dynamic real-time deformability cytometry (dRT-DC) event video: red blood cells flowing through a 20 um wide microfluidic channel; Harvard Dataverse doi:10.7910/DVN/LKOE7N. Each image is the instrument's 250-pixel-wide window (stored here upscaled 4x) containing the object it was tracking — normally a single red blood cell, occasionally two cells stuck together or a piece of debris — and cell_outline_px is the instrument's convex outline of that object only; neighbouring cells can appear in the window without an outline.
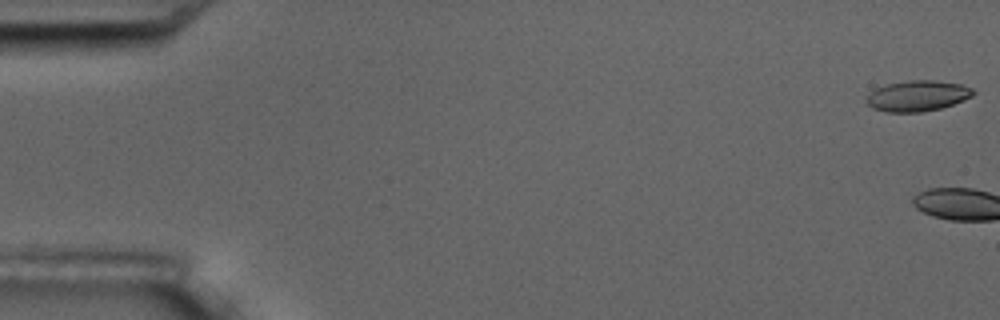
{"species": "common noctule bat (a hibernating species)", "species_latin": "Nyctalus noctula", "temperature_condition": "room temperature", "stored_images_in_passage": 15, "camera_frame_rate_fps": 3000, "um_per_image_px": 0.085, "animal": {"sex": "male", "body_mass_g": 17.5, "forearm_length_mm": 52.3}, "frame": {"image": 1, "passage_image": 1, "time_ms": 0.0, "image_size_px": [1000, 320], "cell_outline_px": [[976, 92], [972, 96], [964, 100], [940, 108], [920, 112], [884, 112], [872, 108], [864, 100], [876, 88], [884, 84], [908, 80], [932, 80], [960, 84], [972, 88]], "centroid_in_image_um": [77.96, 8.14], "position_along_channel_um": 7.0, "area_um2": 19.13}}
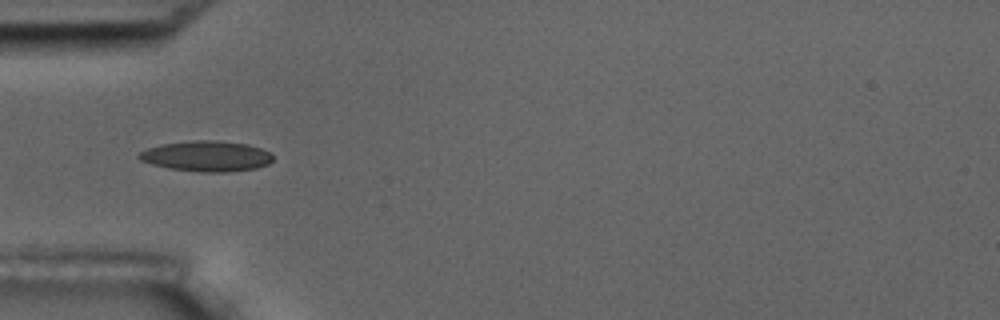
{"frame": {"image": 2, "passage_image": 7, "time_ms": 6.667, "image_size_px": [1000, 320], "cell_outline_px": [[272, 160], [268, 164], [256, 168], [228, 172], [200, 172], [172, 168], [152, 164], [140, 160], [136, 156], [140, 152], [148, 148], [160, 144], [192, 140], [216, 140], [248, 144], [272, 152]], "centroid_in_image_um": [17.57, 13.26], "position_along_channel_um": 67.4, "area_um2": 23.87}}
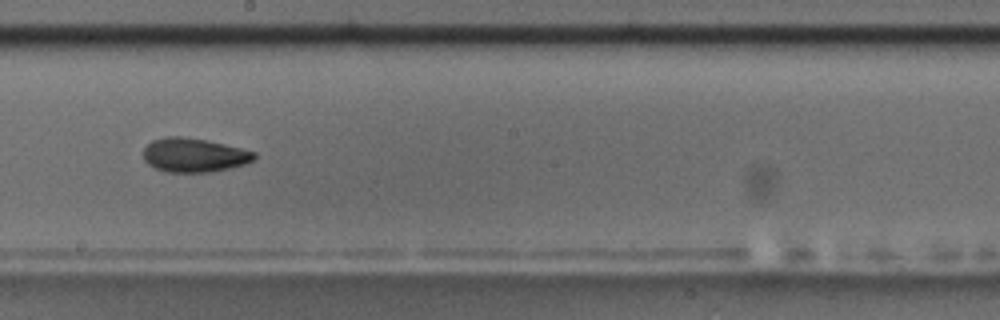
{"frame": {"image": 3, "passage_image": 11, "time_ms": 11.333, "image_size_px": [1000, 320], "cell_outline_px": [[256, 156], [252, 160], [244, 164], [212, 172], [164, 172], [148, 164], [144, 160], [144, 148], [152, 140], [168, 136], [180, 136], [204, 140], [224, 144], [256, 152]], "centroid_in_image_um": [16.47, 13.19], "position_along_channel_um": 231.7, "area_um2": 21.79}, "authors_computed_cell_mechanics": {"area_um2": 21.2126, "velocity_mm_per_s": 3.5316, "shape_relaxation_time_tau1_ms": 5.1723, "shape_relaxation_time_tau2_ms": 2.5265, "deformation_change_tau1": 0.144, "deformation_change_tau2": 0.0683}}